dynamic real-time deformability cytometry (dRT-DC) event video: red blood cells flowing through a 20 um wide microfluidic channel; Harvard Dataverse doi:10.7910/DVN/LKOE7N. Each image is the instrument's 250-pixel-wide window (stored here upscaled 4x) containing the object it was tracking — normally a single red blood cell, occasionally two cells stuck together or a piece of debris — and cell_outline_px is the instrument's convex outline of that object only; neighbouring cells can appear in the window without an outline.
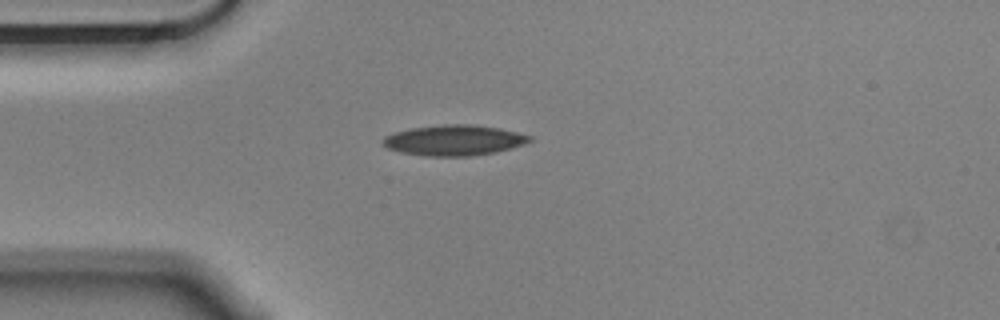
{"species": "Egyptian fruit bat (a non-hibernating species)", "species_latin": "Rousettus aegyptiacus", "temperature_condition": "cold", "stored_images_in_passage": 43, "camera_frame_rate_fps": 3000, "um_per_image_px": 0.085, "animal": {"sex": "male"}, "frame": {"image": 1, "passage_image": 1, "time_ms": 0.0, "image_size_px": [1000, 320], "cell_outline_px": [[532, 140], [524, 144], [512, 148], [496, 152], [472, 156], [424, 156], [400, 152], [388, 148], [380, 140], [384, 136], [392, 132], [412, 128], [444, 124], [476, 124], [500, 128], [532, 136]], "centroid_in_image_um": [38.59, 11.92], "position_along_channel_um": 46.4, "area_um2": 26.36}}
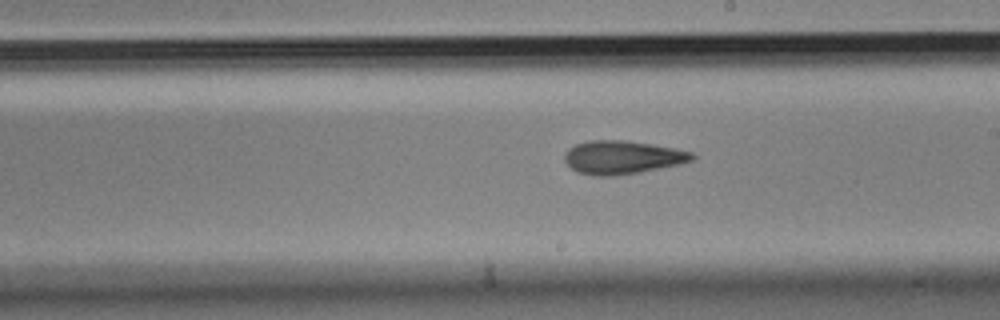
{"frame": {"image": 2, "passage_image": 18, "time_ms": 5.667, "image_size_px": [1000, 320], "cell_outline_px": [[696, 156], [692, 160], [680, 164], [640, 172], [612, 176], [592, 176], [576, 172], [564, 160], [564, 152], [568, 148], [576, 144], [588, 140], [624, 140], [652, 144], [676, 148], [692, 152]], "centroid_in_image_um": [52.88, 13.37], "position_along_channel_um": 236.1, "area_um2": 24.97}}
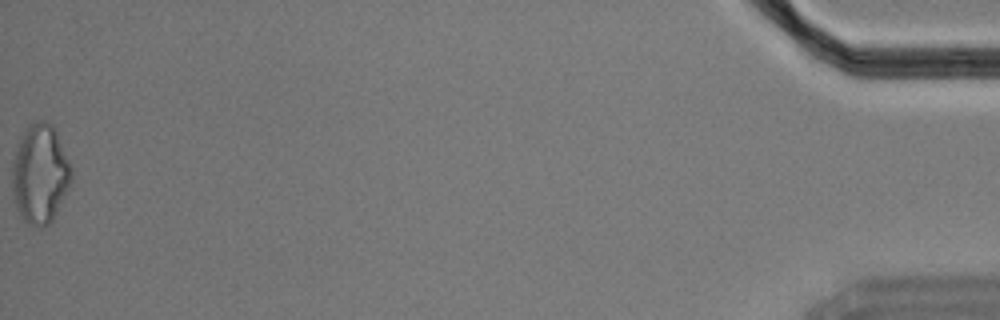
{"frame": {"image": 3, "passage_image": 43, "time_ms": 14.0, "image_size_px": [1000, 320], "cell_outline_px": [[72, 180], [52, 220], [48, 224], [40, 228], [28, 224], [24, 220], [16, 204], [12, 192], [12, 160], [16, 144], [24, 128], [28, 124], [36, 120], [44, 120], [52, 124], [56, 132], [72, 168]], "centroid_in_image_um": [3.38, 14.73], "position_along_channel_um": 431.8, "area_um2": 34.39}, "authors_computed_cell_mechanics": {"area_um2": 24.9696, "velocity_mm_per_s": 3.5616, "shape_relaxation_time_tau1_ms": 6.6485, "shape_relaxation_time_tau2_ms": 5.3361, "deformation_change_tau1": 0.1414, "deformation_change_tau2": 0.1537}}